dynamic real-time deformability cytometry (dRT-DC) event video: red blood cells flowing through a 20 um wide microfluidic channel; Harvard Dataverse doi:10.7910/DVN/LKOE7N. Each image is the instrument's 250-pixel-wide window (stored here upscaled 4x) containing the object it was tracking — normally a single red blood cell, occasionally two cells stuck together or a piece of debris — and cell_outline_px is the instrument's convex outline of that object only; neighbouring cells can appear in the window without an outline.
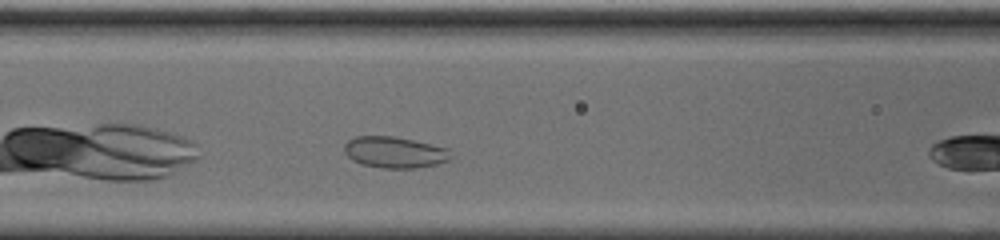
{"species": "common noctule bat (a hibernating species)", "species_latin": "Nyctalus noctula", "temperature_condition": "cold", "stored_images_in_passage": 29, "camera_frame_rate_fps": 3000, "um_per_image_px": 0.085, "animal": {"sex": "male", "body_mass_g": 20.0, "forearm_length_mm": 53.3}, "frame": {"image": 1, "passage_image": 9, "time_ms": 2.667, "image_size_px": [1000, 240], "cell_outline_px": [[448, 160], [436, 164], [416, 168], [380, 168], [364, 164], [352, 160], [344, 152], [344, 144], [348, 140], [356, 136], [392, 136], [412, 140], [448, 148]], "centroid_in_image_um": [33.48, 12.94], "position_along_channel_um": 133.1, "area_um2": 19.13}}
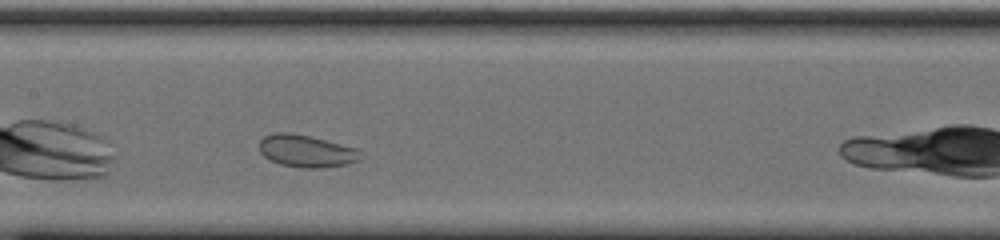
{"frame": {"image": 2, "passage_image": 13, "time_ms": 4.0, "image_size_px": [1000, 240], "cell_outline_px": [[364, 156], [360, 160], [348, 164], [320, 168], [304, 168], [280, 164], [264, 156], [260, 152], [260, 140], [264, 136], [272, 132], [292, 132], [360, 148]], "centroid_in_image_um": [26.1, 12.83], "position_along_channel_um": 181.3, "area_um2": 19.36}}
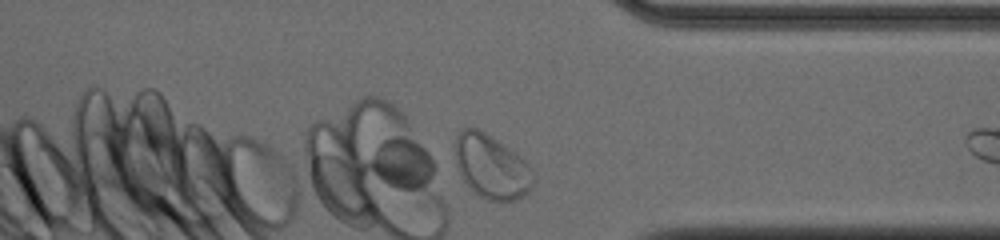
{"frame": {"image": 3, "passage_image": 29, "time_ms": 9.333, "image_size_px": [1000, 240], "cell_outline_px": [[536, 172], [532, 188], [528, 192], [516, 200], [496, 204], [484, 200], [460, 176], [456, 164], [456, 136], [464, 128], [476, 128], [484, 132], [516, 152]], "centroid_in_image_um": [41.82, 14.22], "position_along_channel_um": 369.6, "area_um2": 29.42}}